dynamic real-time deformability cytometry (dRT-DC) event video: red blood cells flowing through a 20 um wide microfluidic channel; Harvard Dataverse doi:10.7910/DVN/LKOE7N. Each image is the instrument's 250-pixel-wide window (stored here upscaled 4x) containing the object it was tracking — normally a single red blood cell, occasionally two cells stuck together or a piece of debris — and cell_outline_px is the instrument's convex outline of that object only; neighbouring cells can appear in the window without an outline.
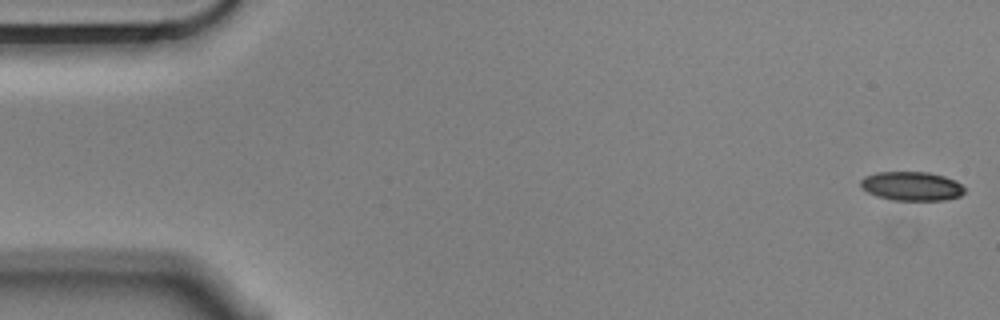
{"species": "Egyptian fruit bat (a non-hibernating species)", "species_latin": "Rousettus aegyptiacus", "temperature_condition": "cold", "stored_images_in_passage": 56, "camera_frame_rate_fps": 3000, "um_per_image_px": 0.085, "animal": {"sex": "male"}, "frame": {"image": 1, "passage_image": 1, "time_ms": 0.0, "image_size_px": [1000, 320], "cell_outline_px": [[964, 192], [960, 196], [944, 200], [892, 200], [876, 196], [868, 192], [860, 184], [860, 180], [864, 176], [876, 172], [928, 172], [944, 176], [956, 180], [964, 188]], "centroid_in_image_um": [77.48, 15.82], "position_along_channel_um": 7.5, "area_um2": 17.57}}
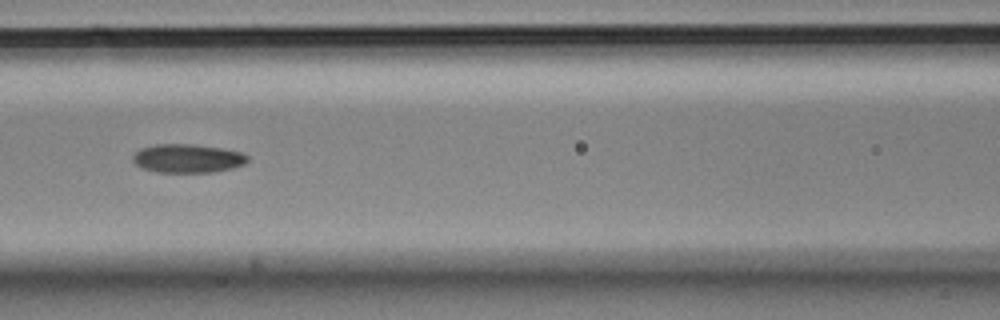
{"frame": {"image": 2, "passage_image": 24, "time_ms": 7.667, "image_size_px": [1000, 320], "cell_outline_px": [[248, 160], [244, 164], [232, 168], [212, 172], [160, 172], [144, 168], [136, 164], [132, 160], [132, 156], [140, 148], [156, 144], [192, 144], [220, 148], [240, 152], [248, 156]], "centroid_in_image_um": [15.93, 13.46], "position_along_channel_um": 150.7, "area_um2": 18.96}}
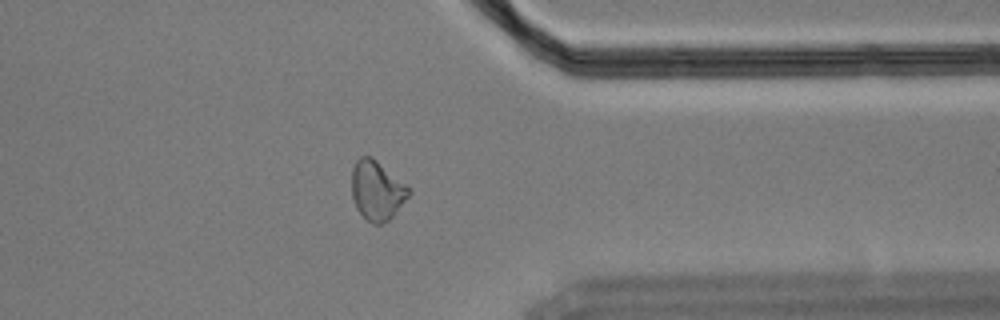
{"frame": {"image": 3, "passage_image": 44, "time_ms": 14.333, "image_size_px": [1000, 320], "cell_outline_px": [[412, 192], [392, 216], [388, 220], [380, 224], [372, 224], [356, 208], [352, 196], [352, 168], [356, 160], [360, 156], [372, 156], [404, 184]], "centroid_in_image_um": [32.01, 16.18], "position_along_channel_um": 379.4, "area_um2": 19.36}, "authors_computed_cell_mechanics": {"area_um2": 19.0451, "velocity_mm_per_s": 3.5566, "shape_relaxation_time_tau1_ms": null, "shape_relaxation_time_tau2_ms": 9.6164, "deformation_change_tau1": null, "deformation_change_tau2": 0.1746}}